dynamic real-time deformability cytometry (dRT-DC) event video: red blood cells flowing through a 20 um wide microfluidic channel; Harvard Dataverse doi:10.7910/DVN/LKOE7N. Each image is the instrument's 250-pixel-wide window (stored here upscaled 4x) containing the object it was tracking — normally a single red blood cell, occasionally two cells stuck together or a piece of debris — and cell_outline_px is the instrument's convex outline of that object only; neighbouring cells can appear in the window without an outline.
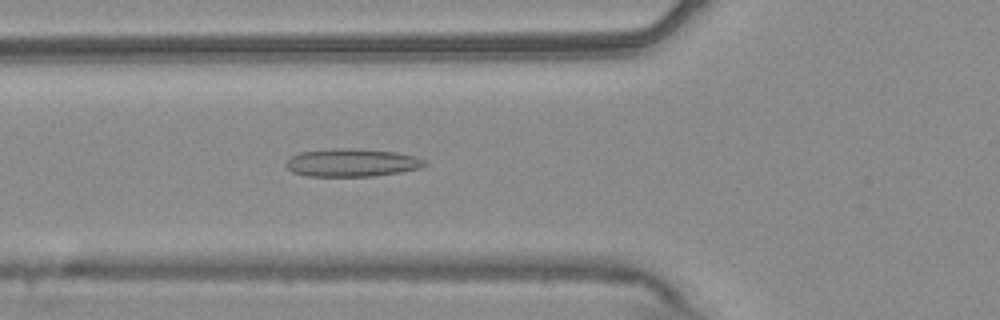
{"species": "common noctule bat (a hibernating species)", "species_latin": "Nyctalus noctula", "temperature_condition": "warm", "stored_images_in_passage": 53, "camera_frame_rate_fps": 3000, "um_per_image_px": 0.085, "animal": {"sex": "male", "body_mass_g": 20.4}, "frame": {"image": 1, "passage_image": 19, "time_ms": 6.0, "image_size_px": [1000, 320], "cell_outline_px": [[428, 164], [420, 168], [400, 172], [376, 176], [308, 176], [292, 172], [284, 164], [292, 156], [300, 152], [328, 148], [356, 148], [396, 152], [416, 156], [424, 160]], "centroid_in_image_um": [29.92, 13.82], "position_along_channel_um": 95.9, "area_um2": 22.77}}
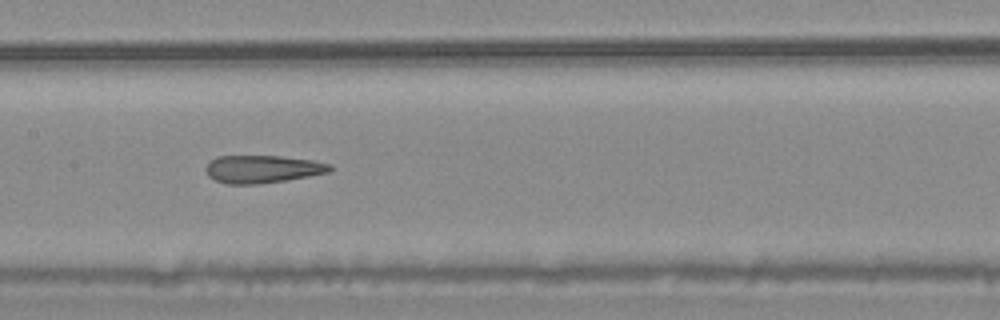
{"frame": {"image": 2, "passage_image": 26, "time_ms": 8.333, "image_size_px": [1000, 320], "cell_outline_px": [[332, 168], [328, 172], [308, 176], [284, 180], [256, 184], [228, 184], [216, 180], [208, 176], [204, 168], [216, 156], [280, 156], [312, 160], [332, 164]], "centroid_in_image_um": [22.29, 14.36], "position_along_channel_um": 185.1, "area_um2": 19.88}}
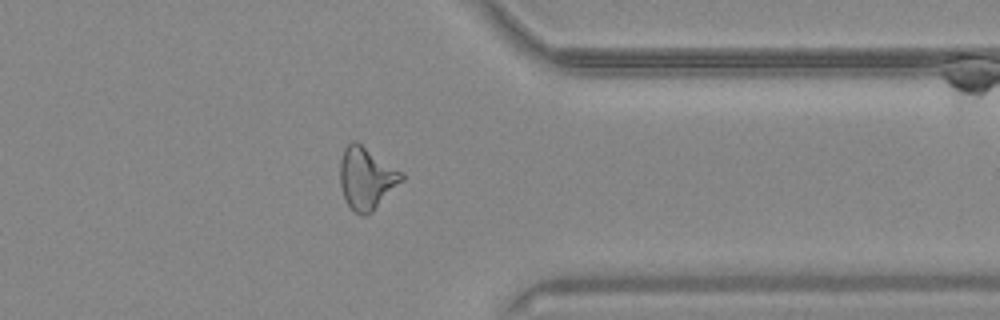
{"frame": {"image": 3, "passage_image": 42, "time_ms": 13.667, "image_size_px": [1000, 320], "cell_outline_px": [[404, 180], [372, 212], [364, 216], [360, 216], [352, 212], [344, 200], [340, 184], [340, 160], [344, 148], [352, 140], [356, 140], [404, 172]], "centroid_in_image_um": [31.15, 15.16], "position_along_channel_um": 380.3, "area_um2": 22.83}}